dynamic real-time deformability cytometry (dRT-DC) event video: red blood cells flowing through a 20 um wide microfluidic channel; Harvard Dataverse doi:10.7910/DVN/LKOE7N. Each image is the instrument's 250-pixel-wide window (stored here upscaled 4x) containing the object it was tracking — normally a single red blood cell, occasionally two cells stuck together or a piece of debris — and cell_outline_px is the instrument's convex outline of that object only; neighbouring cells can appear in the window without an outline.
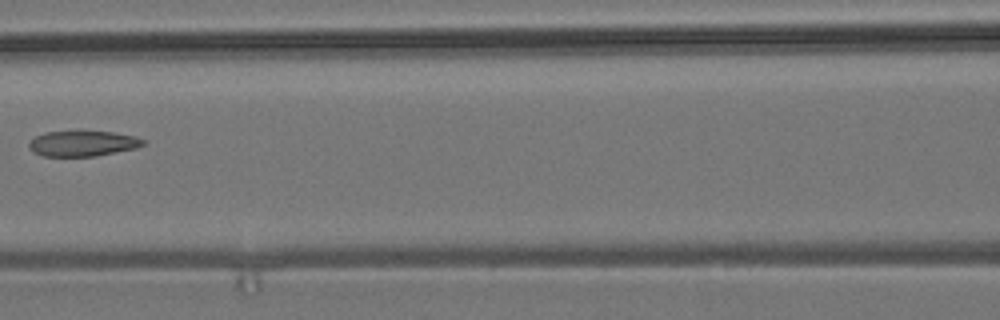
{"species": "common noctule bat (a hibernating species)", "species_latin": "Nyctalus noctula", "temperature_condition": "room temperature", "stored_images_in_passage": 5, "camera_frame_rate_fps": 3000, "um_per_image_px": 0.085, "animal": {"sex": "male", "body_mass_g": 19.2, "forearm_length_mm": 51.8}, "frame": {"image": 1, "passage_image": 4, "time_ms": 3.667, "image_size_px": [1000, 320], "cell_outline_px": [[148, 140], [144, 144], [136, 148], [96, 156], [44, 156], [32, 152], [28, 148], [28, 144], [36, 136], [44, 132], [112, 132], [136, 136]], "centroid_in_image_um": [7.05, 12.2], "position_along_channel_um": 159.5, "area_um2": 16.88}}
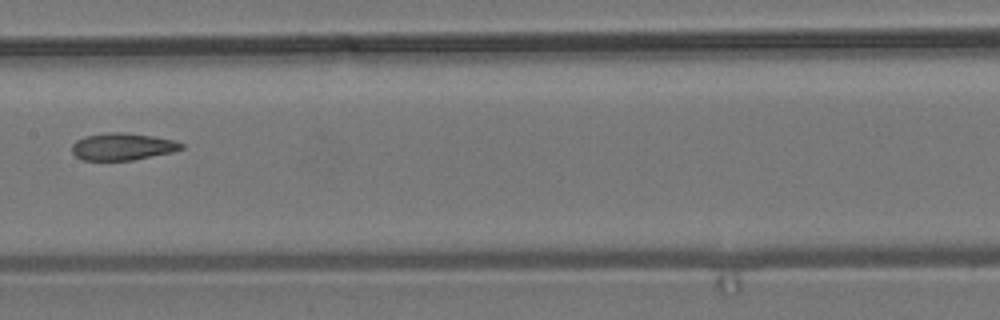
{"frame": {"image": 2, "passage_image": 5, "time_ms": 4.667, "image_size_px": [1000, 320], "cell_outline_px": [[184, 148], [172, 152], [132, 160], [80, 160], [72, 152], [72, 144], [76, 140], [84, 136], [108, 132], [128, 132], [176, 140], [184, 144]], "centroid_in_image_um": [10.41, 12.45], "position_along_channel_um": 197.0, "area_um2": 17.46}}